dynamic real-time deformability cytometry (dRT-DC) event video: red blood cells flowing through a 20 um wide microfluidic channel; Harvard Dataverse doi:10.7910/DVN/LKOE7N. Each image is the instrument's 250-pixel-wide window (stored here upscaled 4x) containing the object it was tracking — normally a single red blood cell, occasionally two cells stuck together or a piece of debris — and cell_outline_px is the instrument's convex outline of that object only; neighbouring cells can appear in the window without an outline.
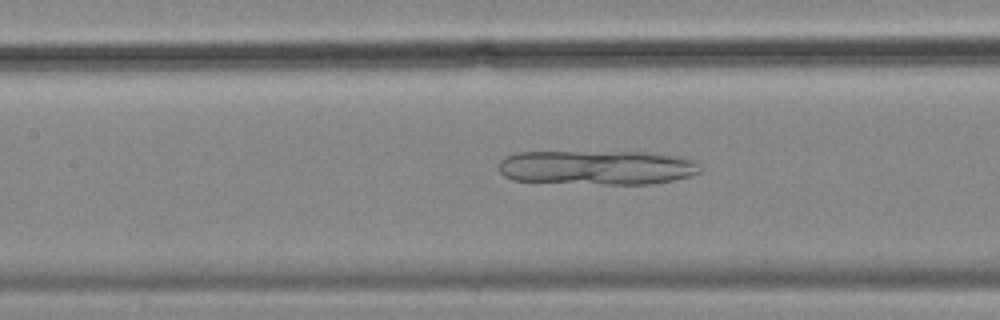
{"species": "common noctule bat (a hibernating species)", "species_latin": "Nyctalus noctula", "temperature_condition": "cold", "stored_images_in_passage": 33, "camera_frame_rate_fps": 3000, "um_per_image_px": 0.085, "animal": {"sex": "female", "body_mass_g": 18.4}, "frame": {"image": 1, "passage_image": 24, "time_ms": 7.667, "image_size_px": [1000, 320], "cell_outline_px": [[700, 172], [692, 176], [652, 184], [604, 184], [512, 180], [504, 176], [500, 172], [500, 160], [504, 156], [516, 152], [644, 152], [680, 156], [700, 160]], "centroid_in_image_um": [50.81, 14.23], "position_along_channel_um": 156.6, "area_um2": 40.81}}
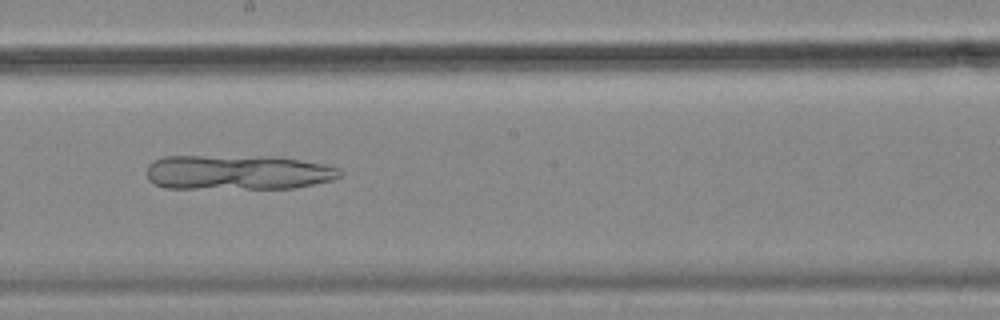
{"frame": {"image": 2, "passage_image": 30, "time_ms": 9.667, "image_size_px": [1000, 320], "cell_outline_px": [[340, 176], [332, 180], [296, 188], [164, 188], [148, 180], [148, 164], [164, 156], [276, 156], [324, 164], [336, 168], [340, 172]], "centroid_in_image_um": [20.2, 14.64], "position_along_channel_um": 228.0, "area_um2": 39.19}}
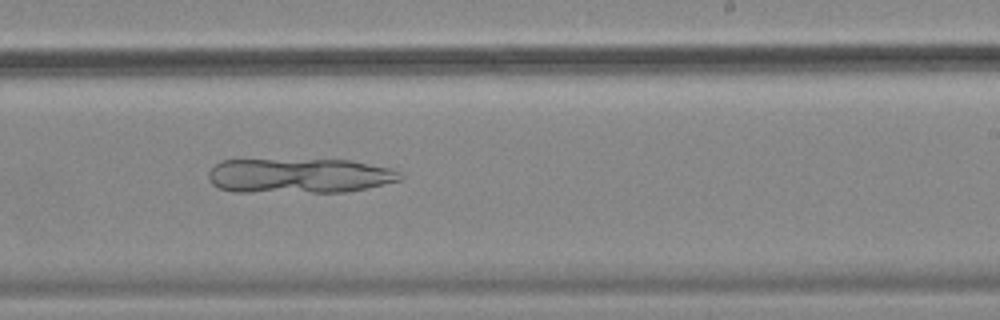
{"frame": {"image": 3, "passage_image": 33, "time_ms": 10.667, "image_size_px": [1000, 320], "cell_outline_px": [[404, 176], [400, 180], [384, 184], [344, 192], [236, 192], [220, 188], [212, 184], [208, 176], [208, 172], [220, 160], [352, 160], [392, 168], [400, 172]], "centroid_in_image_um": [25.45, 14.94], "position_along_channel_um": 263.5, "area_um2": 39.02}}